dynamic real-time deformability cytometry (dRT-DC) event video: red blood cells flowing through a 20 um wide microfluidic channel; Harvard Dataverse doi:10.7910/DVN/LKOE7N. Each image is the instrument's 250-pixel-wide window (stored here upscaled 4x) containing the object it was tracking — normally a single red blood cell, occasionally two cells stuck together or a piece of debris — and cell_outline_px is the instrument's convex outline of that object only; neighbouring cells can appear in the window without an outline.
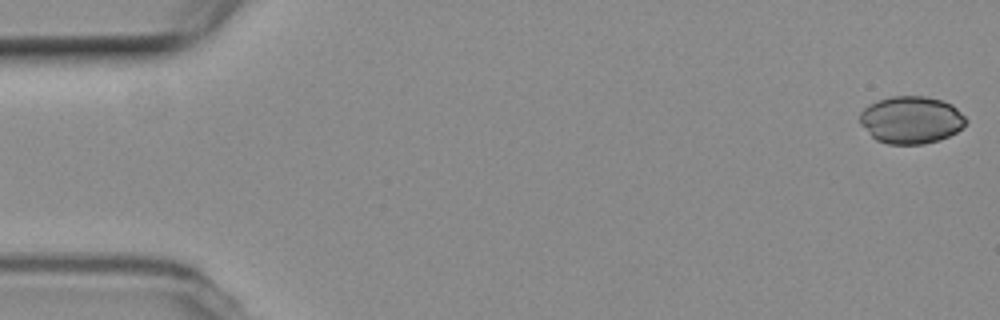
{"species": "common noctule bat (a hibernating species)", "species_latin": "Nyctalus noctula", "temperature_condition": "room temperature", "stored_images_in_passage": 56, "camera_frame_rate_fps": 3000, "um_per_image_px": 0.085, "animal": {"sex": "female", "body_mass_g": 19.3, "forearm_length_mm": 54.1}, "frame": {"image": 1, "passage_image": 1, "time_ms": 0.0, "image_size_px": [1000, 320], "cell_outline_px": [[968, 120], [956, 132], [940, 140], [924, 144], [888, 144], [876, 140], [860, 124], [860, 112], [868, 104], [892, 96], [924, 96], [940, 100], [952, 104]], "centroid_in_image_um": [77.43, 10.19], "position_along_channel_um": 7.6, "area_um2": 29.19}}
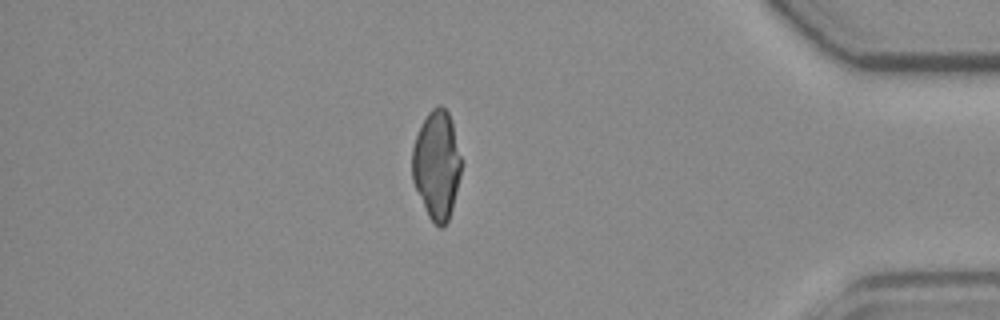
{"frame": {"image": 2, "passage_image": 48, "time_ms": 15.667, "image_size_px": [1000, 320], "cell_outline_px": [[460, 176], [452, 208], [448, 220], [444, 228], [440, 228], [428, 216], [412, 180], [412, 148], [416, 136], [428, 112], [436, 104], [440, 104], [448, 112], [452, 120], [460, 156]], "centroid_in_image_um": [37.11, 14.01], "position_along_channel_um": 398.1, "area_um2": 30.81}}
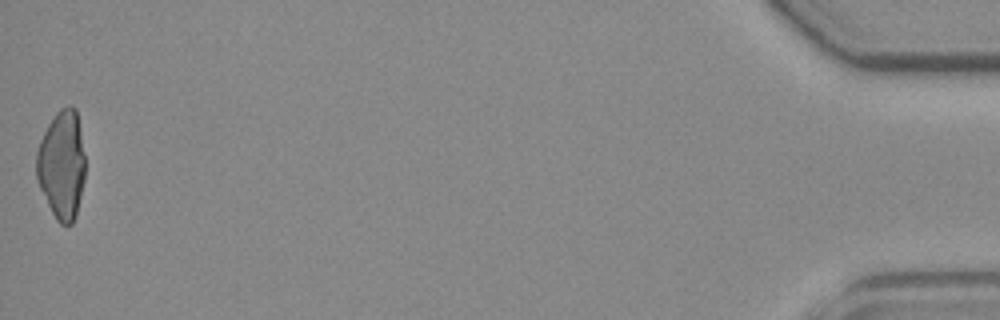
{"frame": {"image": 3, "passage_image": 56, "time_ms": 18.333, "image_size_px": [1000, 320], "cell_outline_px": [[84, 180], [76, 216], [72, 224], [60, 224], [56, 220], [36, 180], [36, 152], [40, 140], [48, 124], [56, 112], [60, 108], [68, 104], [72, 104], [76, 108], [84, 156]], "centroid_in_image_um": [5.24, 13.99], "position_along_channel_um": 430.0, "area_um2": 30.87}}